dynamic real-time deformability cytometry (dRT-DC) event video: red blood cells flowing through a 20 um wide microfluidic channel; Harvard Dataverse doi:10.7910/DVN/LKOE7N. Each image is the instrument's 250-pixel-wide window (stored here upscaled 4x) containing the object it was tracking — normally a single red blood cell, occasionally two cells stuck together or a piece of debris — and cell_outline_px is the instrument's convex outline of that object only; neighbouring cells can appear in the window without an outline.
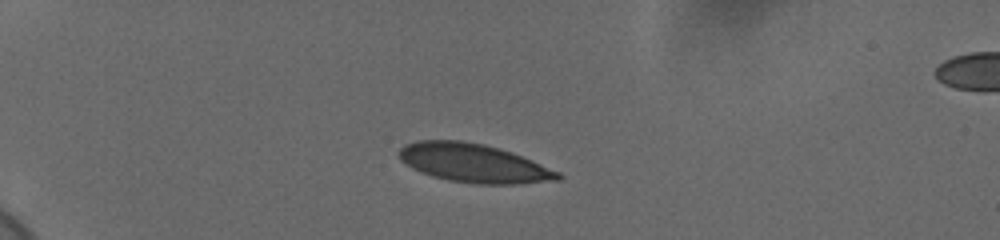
{"species": "human", "species_latin": "Homo sapiens", "temperature_condition": "cold", "stored_images_in_passage": 7, "camera_frame_rate_fps": 3000, "um_per_image_px": 0.085, "donor": {"sex": "female"}, "frame": {"image": 1, "passage_image": 1, "time_ms": 0.0, "image_size_px": [1000, 240], "cell_outline_px": [[564, 176], [560, 180], [516, 184], [476, 184], [448, 180], [432, 176], [420, 172], [412, 168], [400, 160], [396, 152], [404, 144], [420, 140], [460, 140], [484, 144], [512, 152], [532, 160], [560, 172]], "centroid_in_image_um": [40.25, 13.86], "position_along_channel_um": 44.8, "area_um2": 36.07}}
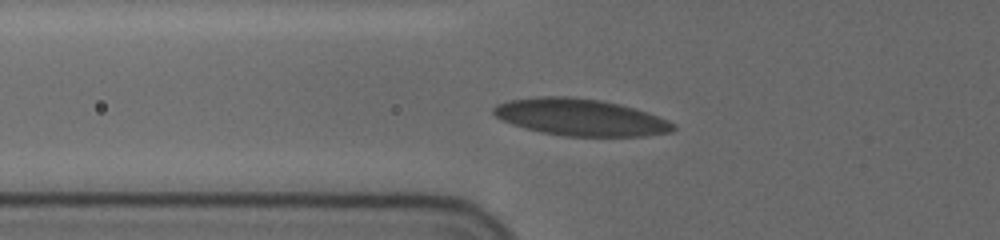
{"frame": {"image": 2, "passage_image": 5, "time_ms": 1.333, "image_size_px": [1000, 240], "cell_outline_px": [[676, 128], [672, 132], [644, 136], [564, 136], [540, 132], [524, 128], [500, 120], [492, 112], [492, 108], [496, 104], [508, 100], [540, 96], [568, 96], [600, 100], [620, 104], [648, 112], [668, 120], [676, 124]], "centroid_in_image_um": [49.33, 9.97], "position_along_channel_um": 76.5, "area_um2": 38.9}}